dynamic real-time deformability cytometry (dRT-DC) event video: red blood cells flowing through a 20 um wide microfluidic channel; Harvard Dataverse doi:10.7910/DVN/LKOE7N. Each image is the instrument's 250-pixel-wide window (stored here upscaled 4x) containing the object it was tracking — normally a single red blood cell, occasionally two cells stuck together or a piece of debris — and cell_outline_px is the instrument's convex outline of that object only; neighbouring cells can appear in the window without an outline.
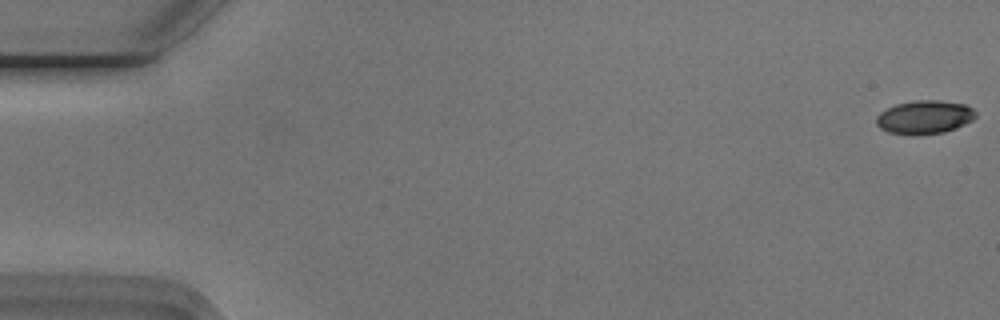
{"species": "Egyptian fruit bat (a non-hibernating species)", "species_latin": "Rousettus aegyptiacus", "temperature_condition": "cold", "stored_images_in_passage": 50, "camera_frame_rate_fps": 3000, "um_per_image_px": 0.085, "animal": {"sex": "male"}, "frame": {"image": 1, "passage_image": 1, "time_ms": 0.0, "image_size_px": [1000, 320], "cell_outline_px": [[976, 116], [972, 120], [956, 128], [944, 132], [888, 132], [880, 128], [876, 124], [876, 116], [880, 112], [896, 104], [916, 100], [940, 100], [964, 104], [972, 108], [976, 112]], "centroid_in_image_um": [78.6, 9.91], "position_along_channel_um": 6.4, "area_um2": 18.73}}
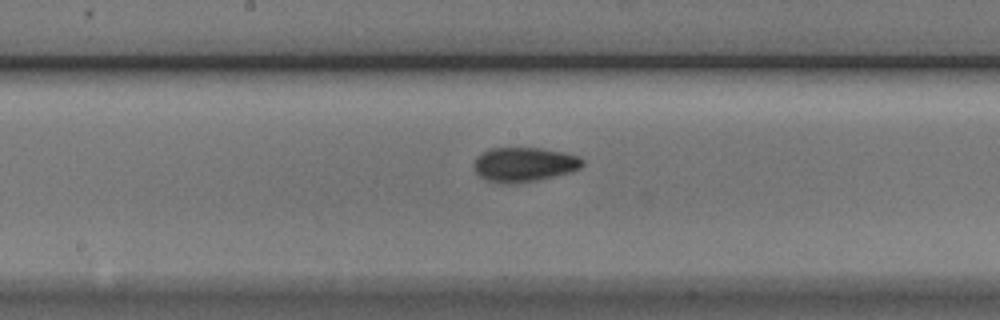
{"frame": {"image": 2, "passage_image": 29, "time_ms": 9.333, "image_size_px": [1000, 320], "cell_outline_px": [[584, 164], [580, 168], [572, 172], [536, 180], [512, 184], [500, 184], [484, 180], [476, 172], [476, 156], [492, 148], [540, 148], [564, 152], [580, 156], [584, 160]], "centroid_in_image_um": [44.59, 13.99], "position_along_channel_um": 203.6, "area_um2": 21.85}}
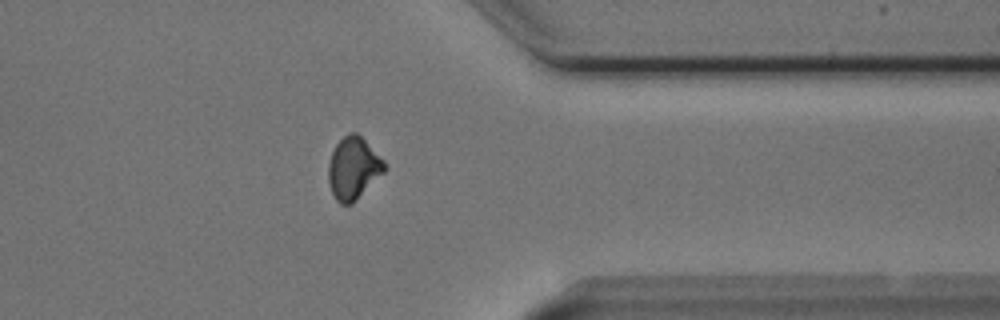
{"frame": {"image": 3, "passage_image": 44, "time_ms": 14.333, "image_size_px": [1000, 320], "cell_outline_px": [[384, 172], [352, 204], [340, 204], [336, 200], [332, 192], [328, 180], [328, 164], [332, 152], [336, 144], [348, 132], [356, 132], [384, 160]], "centroid_in_image_um": [30.01, 14.3], "position_along_channel_um": 381.4, "area_um2": 20.06}}